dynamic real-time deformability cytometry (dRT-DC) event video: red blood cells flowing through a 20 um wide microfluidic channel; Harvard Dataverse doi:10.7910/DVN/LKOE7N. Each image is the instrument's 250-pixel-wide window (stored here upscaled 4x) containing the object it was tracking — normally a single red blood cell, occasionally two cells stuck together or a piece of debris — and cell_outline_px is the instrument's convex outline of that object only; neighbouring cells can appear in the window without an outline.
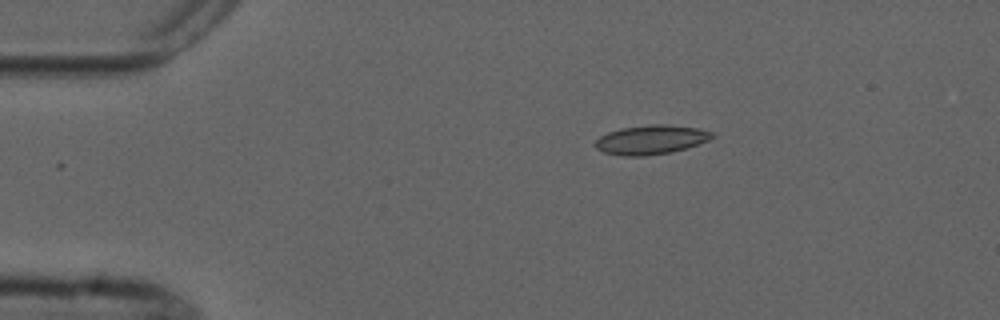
{"species": "common noctule bat (a hibernating species)", "species_latin": "Nyctalus noctula", "temperature_condition": "cold", "stored_images_in_passage": 5, "camera_frame_rate_fps": 3000, "um_per_image_px": 0.085, "animal": {"sex": "male", "forearm_length_mm": 52.5}, "frame": {"image": 1, "passage_image": 2, "time_ms": 1.0, "image_size_px": [1000, 320], "cell_outline_px": [[716, 136], [708, 140], [688, 148], [672, 152], [644, 156], [620, 156], [604, 152], [596, 148], [592, 144], [600, 136], [608, 132], [620, 128], [652, 124], [664, 124], [696, 128], [712, 132]], "centroid_in_image_um": [55.31, 11.88], "position_along_channel_um": 29.7, "area_um2": 20.0}}
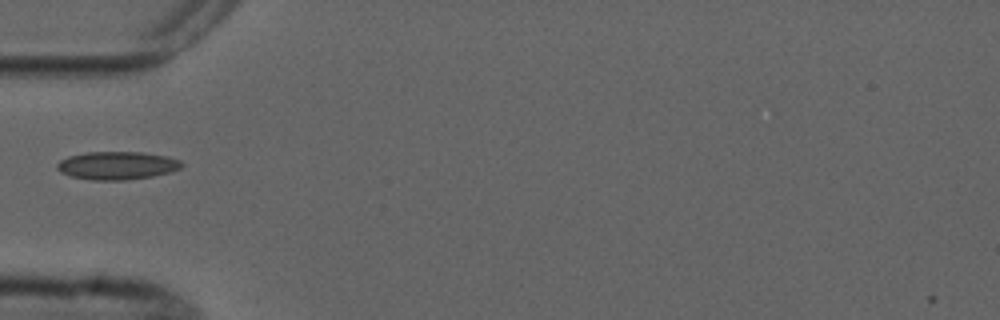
{"frame": {"image": 2, "passage_image": 4, "time_ms": 3.667, "image_size_px": [1000, 320], "cell_outline_px": [[184, 164], [180, 168], [172, 172], [152, 176], [124, 180], [92, 180], [72, 176], [60, 172], [56, 168], [56, 164], [60, 160], [68, 156], [88, 152], [140, 152], [168, 156], [180, 160]], "centroid_in_image_um": [9.96, 14.06], "position_along_channel_um": 75.0, "area_um2": 20.4}}
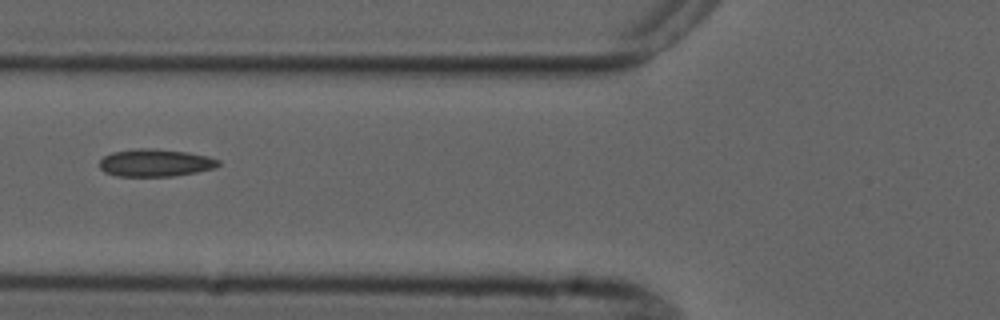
{"frame": {"image": 3, "passage_image": 5, "time_ms": 4.667, "image_size_px": [1000, 320], "cell_outline_px": [[220, 164], [216, 168], [196, 172], [172, 176], [116, 176], [104, 172], [100, 168], [100, 160], [104, 156], [112, 152], [136, 148], [152, 148], [188, 152], [208, 156], [220, 160]], "centroid_in_image_um": [13.21, 13.83], "position_along_channel_um": 112.6, "area_um2": 19.19}}